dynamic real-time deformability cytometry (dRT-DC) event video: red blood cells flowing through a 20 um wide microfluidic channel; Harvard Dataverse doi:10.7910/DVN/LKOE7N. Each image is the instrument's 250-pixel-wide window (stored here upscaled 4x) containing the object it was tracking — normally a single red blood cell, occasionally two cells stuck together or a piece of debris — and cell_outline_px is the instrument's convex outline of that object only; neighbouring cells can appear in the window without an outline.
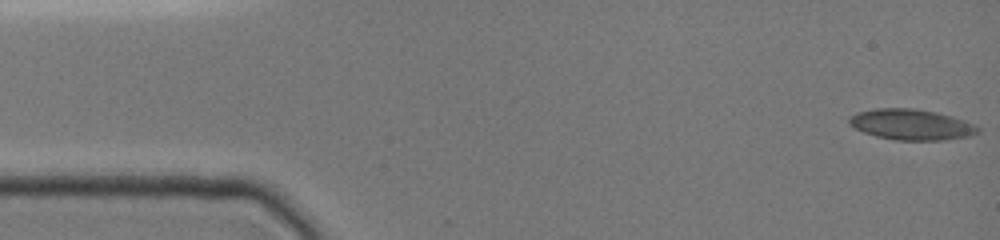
{"species": "common noctule bat (a hibernating species)", "species_latin": "Nyctalus noctula", "temperature_condition": "cold", "stored_images_in_passage": 48, "segment_of_instrument_passage": [1, 2], "camera_frame_rate_fps": 3000, "um_per_image_px": 0.085, "animal": {"sex": "female", "body_mass_g": 19.0, "forearm_length_mm": 51.5}, "frame": {"image": 1, "passage_image": 1, "time_ms": 0.0, "image_size_px": [1000, 240], "cell_outline_px": [[980, 128], [976, 132], [968, 136], [944, 140], [896, 140], [876, 136], [864, 132], [848, 124], [848, 120], [852, 116], [860, 112], [876, 108], [912, 108], [936, 112], [960, 120]], "centroid_in_image_um": [77.4, 10.59], "position_along_channel_um": 7.6, "area_um2": 22.43}}
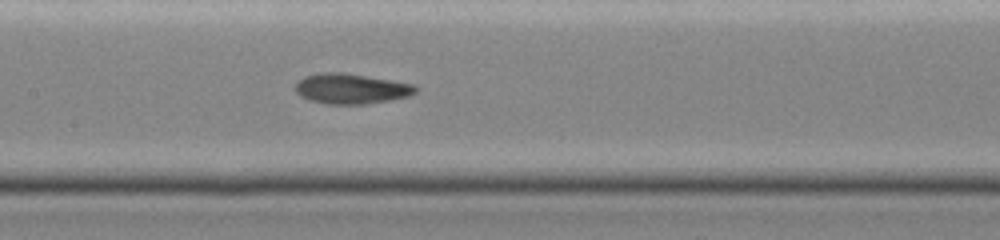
{"frame": {"image": 2, "passage_image": 23, "time_ms": 7.333, "image_size_px": [1000, 240], "cell_outline_px": [[416, 92], [408, 96], [388, 100], [364, 104], [324, 104], [300, 96], [296, 92], [296, 84], [304, 76], [324, 72], [344, 72], [412, 84], [416, 88]], "centroid_in_image_um": [29.81, 7.54], "position_along_channel_um": 177.6, "area_um2": 20.87}}
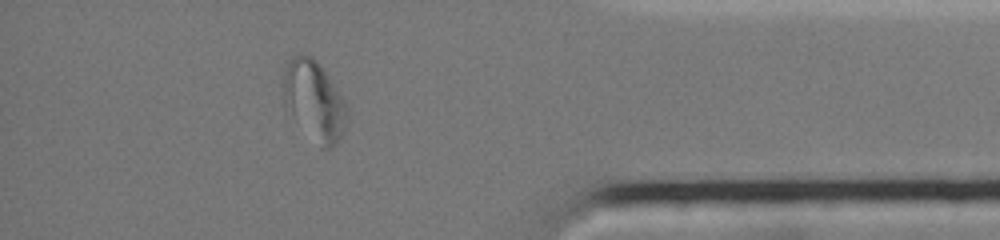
{"frame": {"image": 3, "passage_image": 42, "time_ms": 13.667, "image_size_px": [1000, 240], "cell_outline_px": [[348, 120], [340, 140], [336, 144], [328, 148], [324, 148], [292, 112], [284, 96], [280, 84], [284, 72], [292, 56], [300, 52], [304, 52], [328, 76], [336, 88], [348, 108]], "centroid_in_image_um": [26.74, 8.5], "position_along_channel_um": 408.5, "area_um2": 28.09}}